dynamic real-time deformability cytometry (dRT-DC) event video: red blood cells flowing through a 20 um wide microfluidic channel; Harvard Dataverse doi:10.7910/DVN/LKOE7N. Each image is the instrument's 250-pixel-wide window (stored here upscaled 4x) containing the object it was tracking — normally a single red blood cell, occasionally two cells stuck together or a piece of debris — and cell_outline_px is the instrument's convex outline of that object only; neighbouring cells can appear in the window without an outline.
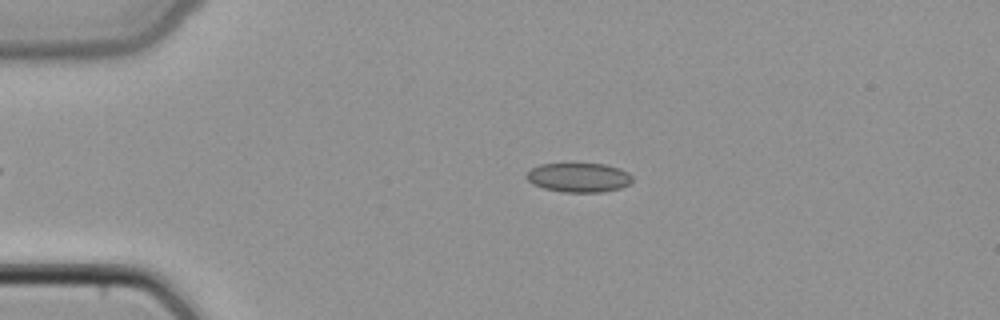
{"species": "common noctule bat (a hibernating species)", "species_latin": "Nyctalus noctula", "temperature_condition": "cold", "stored_images_in_passage": 48, "camera_frame_rate_fps": 3000, "um_per_image_px": 0.085, "animal": {"sex": "female", "body_mass_g": 22.7, "forearm_length_mm": 54.2}, "frame": {"image": 1, "passage_image": 11, "time_ms": 3.333, "image_size_px": [1000, 320], "cell_outline_px": [[632, 180], [628, 184], [620, 188], [604, 192], [564, 192], [544, 188], [532, 184], [524, 176], [532, 168], [540, 164], [604, 164], [620, 168], [628, 172], [632, 176]], "centroid_in_image_um": [49.19, 15.09], "position_along_channel_um": 35.8, "area_um2": 18.03}}
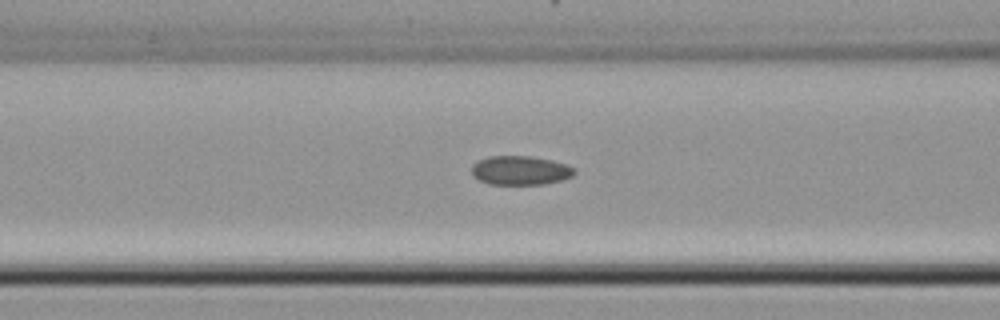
{"frame": {"image": 2, "passage_image": 20, "time_ms": 6.333, "image_size_px": [1000, 320], "cell_outline_px": [[576, 172], [572, 176], [560, 180], [544, 184], [488, 184], [472, 176], [472, 164], [488, 156], [532, 156], [552, 160], [568, 164], [576, 168]], "centroid_in_image_um": [44.25, 14.48], "position_along_channel_um": 122.4, "area_um2": 17.51}}
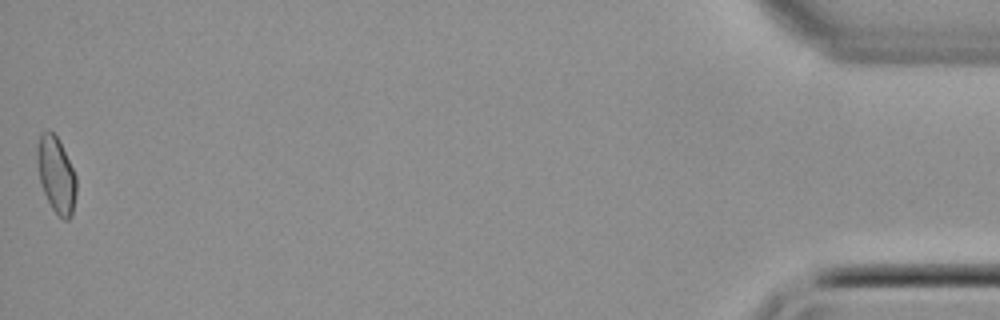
{"frame": {"image": 3, "passage_image": 48, "time_ms": 15.667, "image_size_px": [1000, 320], "cell_outline_px": [[76, 192], [72, 216], [68, 220], [64, 220], [52, 208], [44, 192], [40, 180], [36, 160], [36, 148], [40, 132], [48, 128], [56, 136], [76, 176]], "centroid_in_image_um": [4.76, 14.83], "position_along_channel_um": 430.4, "area_um2": 17.22}}